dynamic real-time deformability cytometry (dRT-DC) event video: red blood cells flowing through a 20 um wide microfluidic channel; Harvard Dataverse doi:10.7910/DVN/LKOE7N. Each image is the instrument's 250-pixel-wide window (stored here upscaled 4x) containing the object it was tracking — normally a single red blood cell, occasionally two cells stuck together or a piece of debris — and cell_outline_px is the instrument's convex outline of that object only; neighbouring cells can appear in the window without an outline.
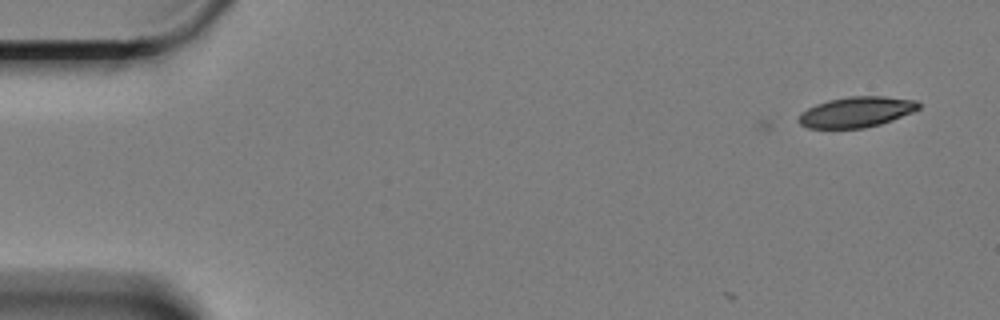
{"species": "Egyptian fruit bat (a non-hibernating species)", "species_latin": "Rousettus aegyptiacus", "temperature_condition": "cold", "stored_images_in_passage": 3, "camera_frame_rate_fps": 3000, "um_per_image_px": 0.085, "animal": {"sex": "female"}, "frame": {"image": 1, "passage_image": 3, "time_ms": 0.667, "image_size_px": [1000, 320], "cell_outline_px": [[920, 108], [912, 112], [892, 120], [880, 124], [864, 128], [808, 128], [800, 124], [800, 112], [816, 104], [828, 100], [848, 96], [884, 96], [916, 100], [920, 104]], "centroid_in_image_um": [72.8, 9.51], "position_along_channel_um": 12.2, "area_um2": 21.27}}